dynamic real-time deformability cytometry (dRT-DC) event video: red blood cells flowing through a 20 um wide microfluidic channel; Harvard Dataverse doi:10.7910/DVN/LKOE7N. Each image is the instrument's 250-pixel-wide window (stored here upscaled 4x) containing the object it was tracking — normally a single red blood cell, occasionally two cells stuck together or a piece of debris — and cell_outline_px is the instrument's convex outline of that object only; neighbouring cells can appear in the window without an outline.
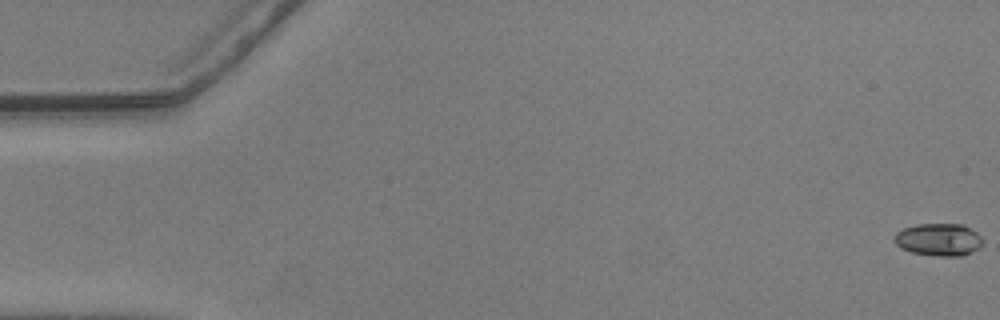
{"species": "common noctule bat (a hibernating species)", "species_latin": "Nyctalus noctula", "temperature_condition": "warm", "stored_images_in_passage": 57, "camera_frame_rate_fps": 3000, "um_per_image_px": 0.085, "animal": {"sex": "male", "body_mass_g": 20.5, "forearm_length_mm": 52.5}, "frame": {"image": 1, "passage_image": 1, "time_ms": 0.0, "image_size_px": [1000, 320], "cell_outline_px": [[984, 240], [980, 248], [964, 256], [940, 256], [912, 252], [900, 248], [892, 240], [896, 232], [904, 228], [916, 224], [964, 224], [976, 232]], "centroid_in_image_um": [79.8, 20.36], "position_along_channel_um": 5.2, "area_um2": 16.94}}
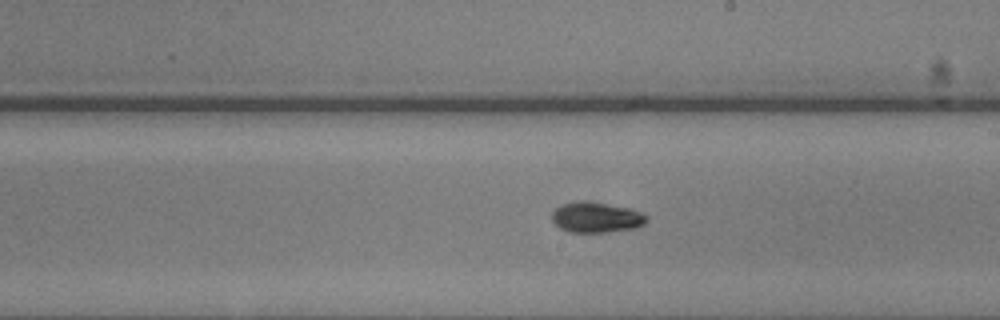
{"frame": {"image": 2, "passage_image": 33, "time_ms": 10.667, "image_size_px": [1000, 320], "cell_outline_px": [[648, 220], [644, 224], [636, 228], [608, 232], [568, 232], [560, 228], [552, 220], [552, 212], [556, 208], [564, 204], [580, 200], [632, 208], [648, 216]], "centroid_in_image_um": [50.71, 18.48], "position_along_channel_um": 238.3, "area_um2": 16.82}}
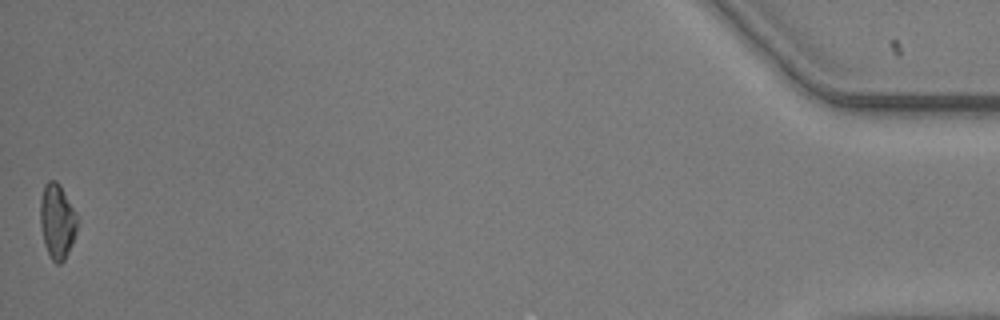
{"frame": {"image": 3, "passage_image": 57, "time_ms": 18.667, "image_size_px": [1000, 320], "cell_outline_px": [[80, 220], [72, 244], [64, 260], [60, 264], [56, 264], [52, 260], [44, 244], [40, 224], [40, 200], [44, 184], [48, 180], [56, 180], [60, 184], [76, 212]], "centroid_in_image_um": [4.87, 18.79], "position_along_channel_um": 430.3, "area_um2": 16.47}, "authors_computed_cell_mechanics": {"area_um2": 16.5308, "velocity_mm_per_s": 3.6216, "shape_relaxation_time_tau1_ms": 6.0622, "shape_relaxation_time_tau2_ms": 6.3803, "deformation_change_tau1": 0.1374, "deformation_change_tau2": 0.0912}}